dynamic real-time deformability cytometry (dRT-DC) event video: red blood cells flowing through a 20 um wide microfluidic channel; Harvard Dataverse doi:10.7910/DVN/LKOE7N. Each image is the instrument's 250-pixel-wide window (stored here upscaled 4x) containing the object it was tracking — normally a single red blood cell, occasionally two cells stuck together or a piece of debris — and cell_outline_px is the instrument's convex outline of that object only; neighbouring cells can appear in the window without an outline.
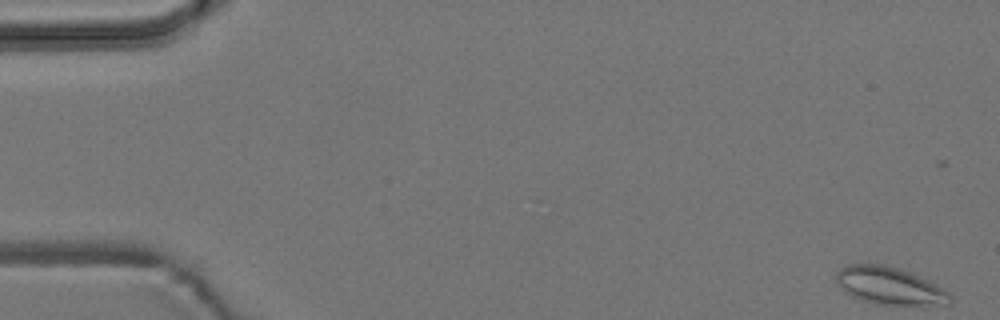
{"species": "common noctule bat (a hibernating species)", "species_latin": "Nyctalus noctula", "temperature_condition": "room temperature", "stored_images_in_passage": 55, "camera_frame_rate_fps": 3000, "um_per_image_px": 0.085, "animal": {"sex": "male", "body_mass_g": 19.2, "forearm_length_mm": 51.8}, "frame": {"image": 1, "passage_image": 1, "time_ms": 0.0, "image_size_px": [1000, 320], "cell_outline_px": [[948, 296], [944, 304], [876, 304], [860, 300], [844, 292], [836, 280], [836, 272], [840, 268], [848, 264], [880, 264], [896, 268], [908, 272], [948, 292]], "centroid_in_image_um": [75.45, 24.28], "position_along_channel_um": 9.6, "area_um2": 23.81}}
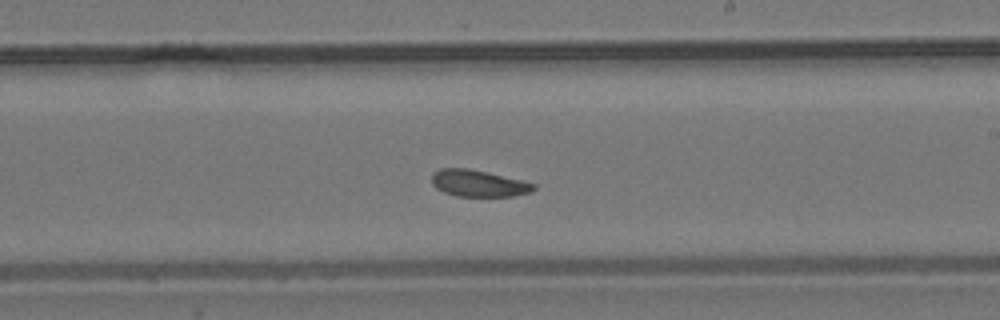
{"frame": {"image": 2, "passage_image": 32, "time_ms": 10.333, "image_size_px": [1000, 320], "cell_outline_px": [[536, 188], [532, 192], [512, 196], [456, 196], [444, 192], [436, 188], [432, 184], [432, 172], [440, 168], [468, 168], [488, 172], [536, 184]], "centroid_in_image_um": [40.65, 15.58], "position_along_channel_um": 248.4, "area_um2": 15.9}}
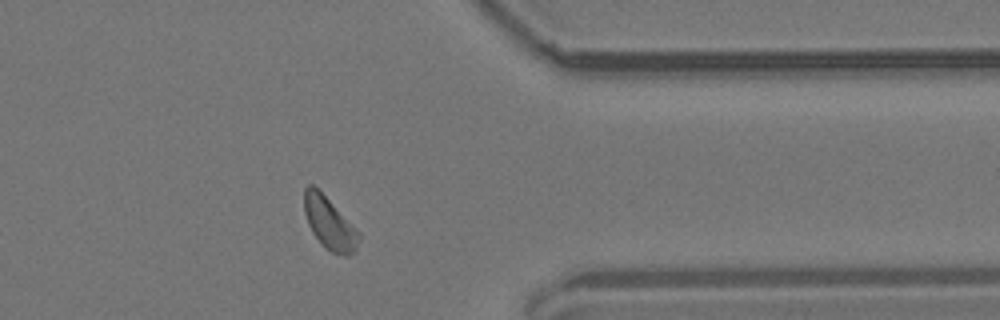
{"frame": {"image": 3, "passage_image": 44, "time_ms": 14.333, "image_size_px": [1000, 320], "cell_outline_px": [[360, 240], [356, 252], [348, 256], [344, 256], [332, 252], [312, 232], [308, 224], [304, 212], [304, 188], [308, 184], [312, 184], [360, 232]], "centroid_in_image_um": [28.02, 19.0], "position_along_channel_um": 383.4, "area_um2": 16.24}, "authors_computed_cell_mechanics": {"area_um2": 16.762, "velocity_mm_per_s": 3.7059, "shape_relaxation_time_tau1_ms": 4.4534, "shape_relaxation_time_tau2_ms": 9.0184, "deformation_change_tau1": 0.08, "deformation_change_tau2": 0.1598}}